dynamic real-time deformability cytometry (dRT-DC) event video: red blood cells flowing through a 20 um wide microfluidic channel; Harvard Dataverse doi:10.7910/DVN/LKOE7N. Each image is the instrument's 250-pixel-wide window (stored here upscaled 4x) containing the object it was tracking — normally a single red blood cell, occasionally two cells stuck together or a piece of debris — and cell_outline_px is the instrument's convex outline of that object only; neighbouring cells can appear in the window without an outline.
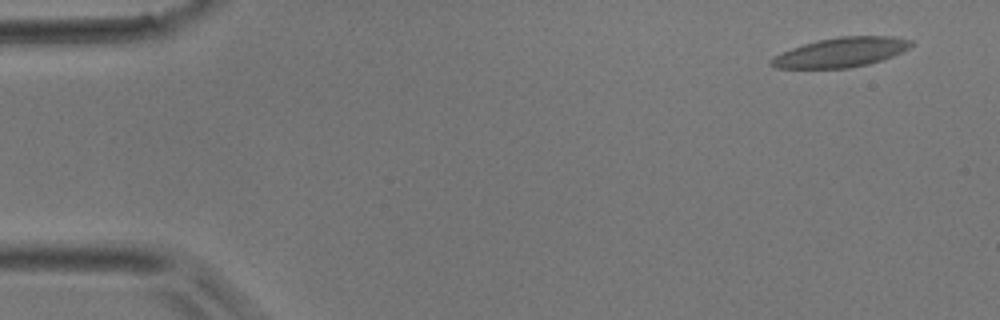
{"species": "common noctule bat (a hibernating species)", "species_latin": "Nyctalus noctula", "temperature_condition": "room temperature", "stored_images_in_passage": 3, "camera_frame_rate_fps": 3000, "um_per_image_px": 0.085, "animal": {"sex": "male", "body_mass_g": 17.9}, "frame": {"image": 1, "passage_image": 1, "time_ms": 0.0, "image_size_px": [1000, 320], "cell_outline_px": [[912, 44], [908, 48], [892, 56], [868, 64], [848, 68], [776, 68], [768, 64], [768, 60], [792, 48], [804, 44], [820, 40], [840, 36], [892, 36], [912, 40]], "centroid_in_image_um": [71.47, 4.45], "position_along_channel_um": 13.5, "area_um2": 23.76}}